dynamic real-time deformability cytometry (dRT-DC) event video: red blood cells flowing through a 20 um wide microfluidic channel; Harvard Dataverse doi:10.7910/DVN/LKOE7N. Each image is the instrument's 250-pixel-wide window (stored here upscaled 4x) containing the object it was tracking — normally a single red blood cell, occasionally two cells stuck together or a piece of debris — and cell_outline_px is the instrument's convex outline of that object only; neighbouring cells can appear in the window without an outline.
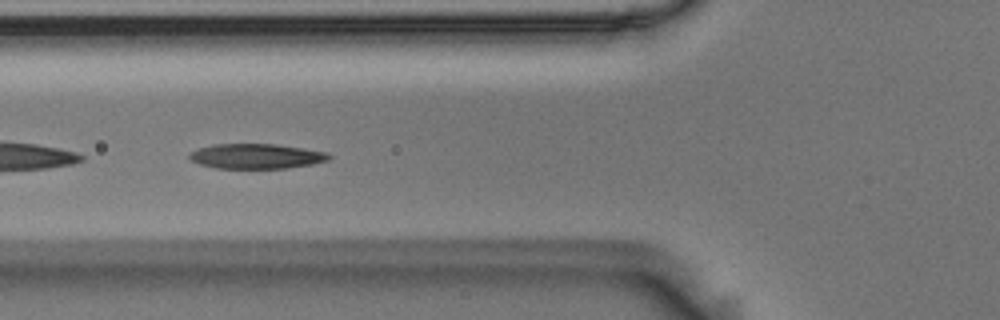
{"species": "Egyptian fruit bat (a non-hibernating species)", "species_latin": "Rousettus aegyptiacus", "temperature_condition": "room temperature", "stored_images_in_passage": 56, "segment_of_instrument_passage": [2, 2], "camera_frame_rate_fps": 3000, "um_per_image_px": 0.085, "animal": {"sex": "male"}, "frame": {"image": 1, "passage_image": 21, "time_ms": 6.667, "image_size_px": [1000, 320], "cell_outline_px": [[332, 156], [328, 160], [312, 164], [288, 168], [216, 168], [200, 164], [192, 160], [188, 156], [188, 152], [212, 144], [276, 144], [328, 152]], "centroid_in_image_um": [21.79, 13.27], "position_along_channel_um": 104.0, "area_um2": 20.29}}
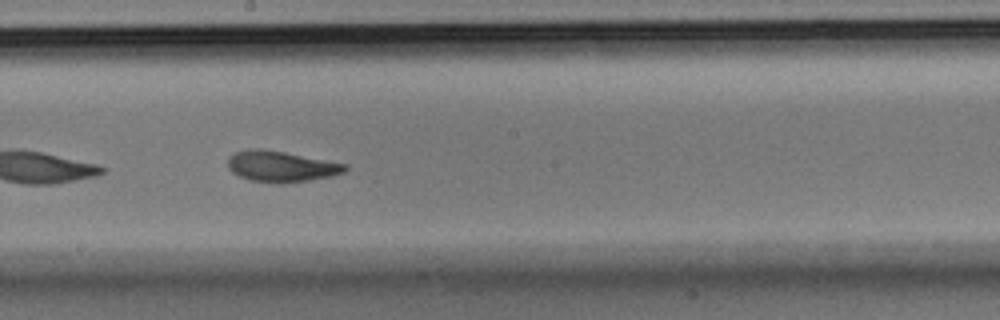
{"frame": {"image": 2, "passage_image": 31, "time_ms": 10.0, "image_size_px": [1000, 320], "cell_outline_px": [[348, 168], [344, 172], [332, 176], [308, 180], [280, 184], [252, 180], [240, 176], [232, 172], [228, 168], [228, 156], [232, 152], [248, 148], [260, 148], [284, 152], [348, 164]], "centroid_in_image_um": [23.87, 14.13], "position_along_channel_um": 224.3, "area_um2": 21.21}}
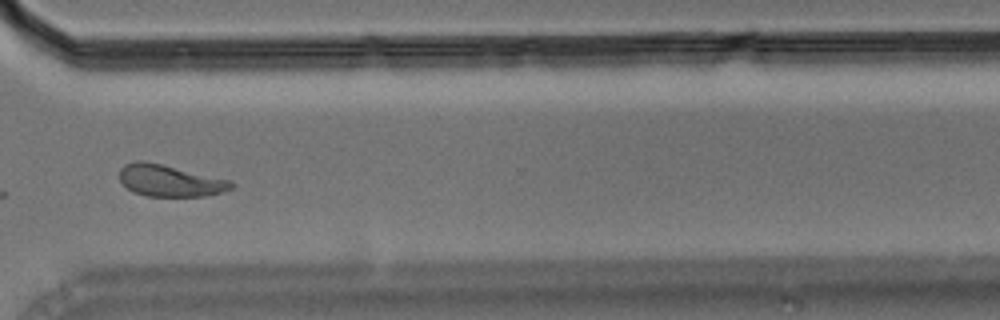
{"frame": {"image": 3, "passage_image": 42, "time_ms": 13.667, "image_size_px": [1000, 320], "cell_outline_px": [[236, 184], [232, 188], [224, 192], [204, 196], [148, 196], [132, 192], [120, 180], [120, 168], [124, 164], [136, 160], [144, 160], [232, 180]], "centroid_in_image_um": [14.46, 15.35], "position_along_channel_um": 356.1, "area_um2": 20.81}}